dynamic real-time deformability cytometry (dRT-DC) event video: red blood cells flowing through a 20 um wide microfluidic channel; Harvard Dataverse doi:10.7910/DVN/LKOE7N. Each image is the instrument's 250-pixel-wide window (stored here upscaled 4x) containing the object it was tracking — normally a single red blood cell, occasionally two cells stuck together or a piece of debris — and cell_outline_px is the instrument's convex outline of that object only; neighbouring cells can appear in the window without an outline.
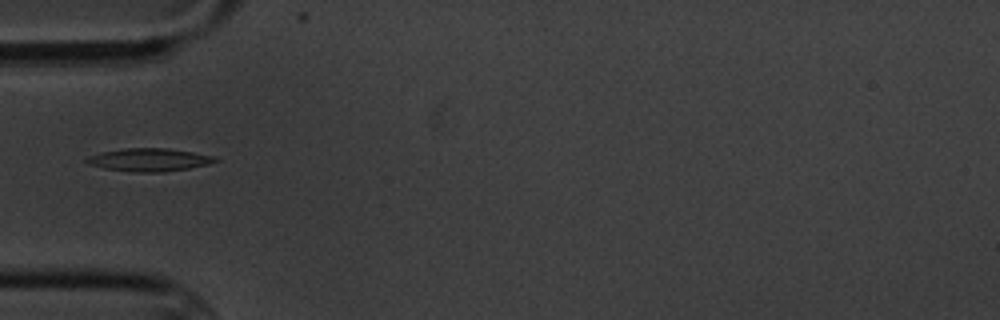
{"species": "common noctule bat (a hibernating species)", "species_latin": "Nyctalus noctula", "temperature_condition": "cold", "stored_images_in_passage": 4, "camera_frame_rate_fps": 3000, "um_per_image_px": 0.085, "animal": {"sex": "male", "body_mass_g": 20.1, "forearm_length_mm": 53.5}, "frame": {"image": 1, "passage_image": 3, "time_ms": 2.333, "image_size_px": [1000, 320], "cell_outline_px": [[220, 160], [208, 164], [188, 168], [164, 172], [136, 172], [104, 168], [88, 164], [84, 160], [88, 156], [100, 152], [124, 148], [168, 148], [192, 152], [212, 156]], "centroid_in_image_um": [12.64, 13.58], "position_along_channel_um": 72.4, "area_um2": 17.11}}
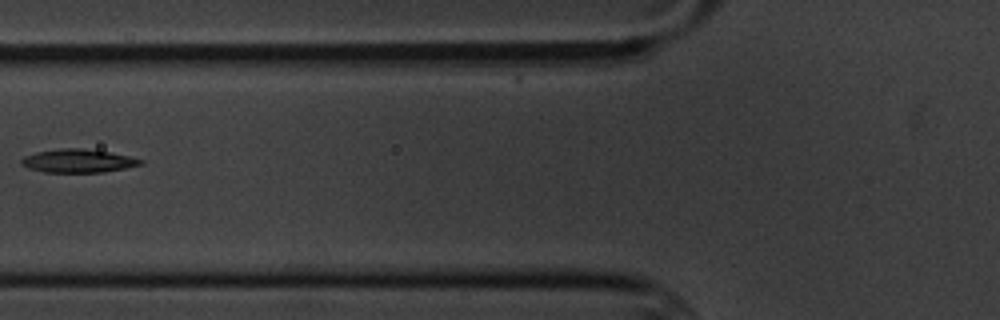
{"frame": {"image": 2, "passage_image": 4, "time_ms": 3.667, "image_size_px": [1000, 320], "cell_outline_px": [[144, 164], [104, 172], [44, 172], [28, 168], [20, 164], [20, 160], [24, 156], [36, 152], [60, 148], [80, 148], [108, 152], [128, 156], [144, 160]], "centroid_in_image_um": [6.61, 13.67], "position_along_channel_um": 119.2, "area_um2": 16.18}}